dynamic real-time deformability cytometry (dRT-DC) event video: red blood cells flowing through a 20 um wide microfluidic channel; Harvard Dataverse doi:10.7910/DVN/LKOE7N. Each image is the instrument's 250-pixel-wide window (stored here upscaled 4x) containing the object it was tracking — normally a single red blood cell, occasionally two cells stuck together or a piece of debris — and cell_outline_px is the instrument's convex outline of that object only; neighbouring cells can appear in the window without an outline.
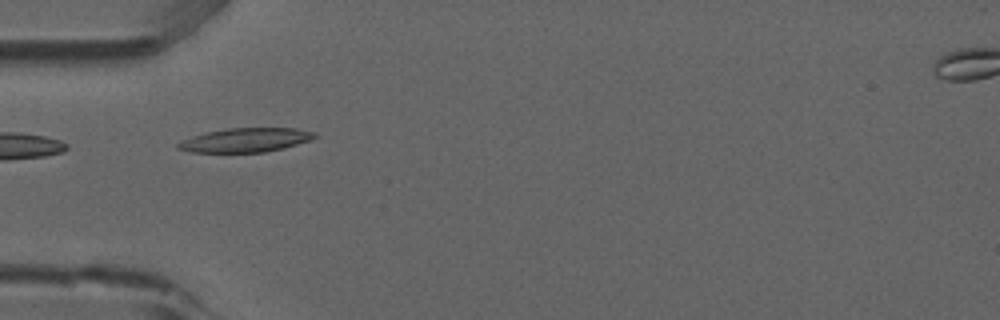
{"species": "common noctule bat (a hibernating species)", "species_latin": "Nyctalus noctula", "temperature_condition": "room temperature", "stored_images_in_passage": 8, "camera_frame_rate_fps": 3000, "um_per_image_px": 0.085, "animal": {"sex": "male", "forearm_length_mm": 52.5}, "frame": {"image": 1, "passage_image": 3, "time_ms": 0.667, "image_size_px": [1000, 320], "cell_outline_px": [[316, 136], [312, 140], [284, 148], [264, 152], [192, 152], [176, 148], [176, 144], [192, 136], [204, 132], [228, 128], [296, 128], [316, 132]], "centroid_in_image_um": [20.89, 11.9], "position_along_channel_um": 64.1, "area_um2": 19.19}}
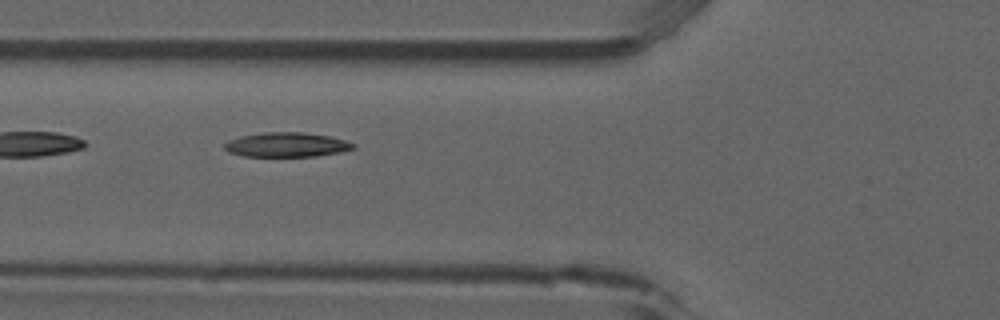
{"frame": {"image": 2, "passage_image": 4, "time_ms": 1.0, "image_size_px": [1000, 320], "cell_outline_px": [[356, 148], [340, 152], [316, 156], [244, 156], [228, 152], [224, 148], [224, 144], [228, 140], [240, 136], [264, 132], [304, 132], [328, 136], [344, 140], [356, 144]], "centroid_in_image_um": [24.35, 12.3], "position_along_channel_um": 101.4, "area_um2": 18.38}}
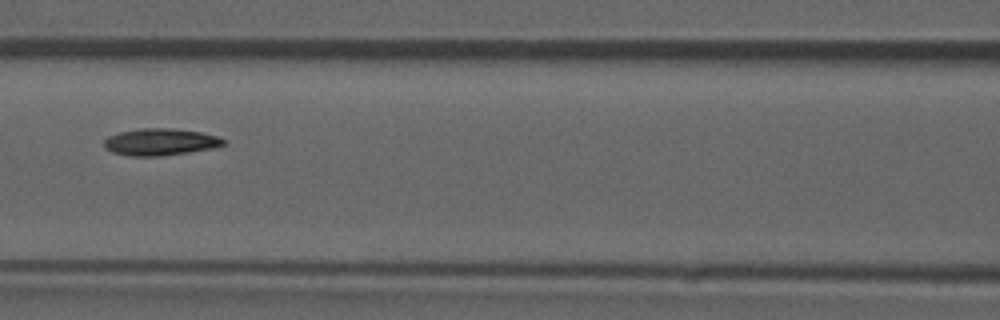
{"frame": {"image": 3, "passage_image": 5, "time_ms": 1.333, "image_size_px": [1000, 320], "cell_outline_px": [[228, 140], [224, 144], [212, 148], [188, 152], [160, 156], [128, 156], [112, 152], [104, 148], [104, 140], [108, 136], [120, 132], [136, 128], [172, 128], [200, 132], [220, 136]], "centroid_in_image_um": [13.62, 12.06], "position_along_channel_um": 153.0, "area_um2": 18.9}}